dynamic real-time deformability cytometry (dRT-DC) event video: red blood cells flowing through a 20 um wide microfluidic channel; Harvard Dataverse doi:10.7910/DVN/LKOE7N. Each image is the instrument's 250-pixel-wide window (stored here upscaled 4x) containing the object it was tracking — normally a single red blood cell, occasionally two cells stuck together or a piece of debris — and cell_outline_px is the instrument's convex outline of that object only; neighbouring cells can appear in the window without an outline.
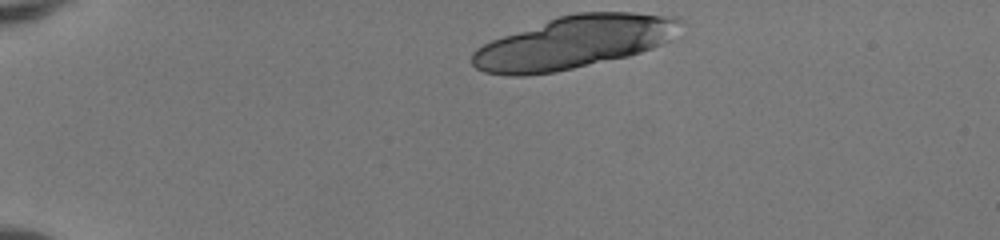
{"species": "human", "species_latin": "Homo sapiens", "temperature_condition": "room temperature", "stored_images_in_passage": 13, "camera_frame_rate_fps": 3000, "um_per_image_px": 0.085, "donor": {"sex": "female"}, "frame": {"image": 1, "passage_image": 1, "time_ms": 0.0, "image_size_px": [1000, 240], "cell_outline_px": [[684, 20], [680, 36], [672, 40], [652, 48], [628, 56], [556, 72], [524, 76], [508, 76], [484, 72], [476, 68], [472, 64], [472, 52], [476, 48], [492, 40], [556, 16], [576, 12], [632, 12], [680, 16]], "centroid_in_image_um": [48.88, 3.58], "position_along_channel_um": 36.1, "area_um2": 64.62}}